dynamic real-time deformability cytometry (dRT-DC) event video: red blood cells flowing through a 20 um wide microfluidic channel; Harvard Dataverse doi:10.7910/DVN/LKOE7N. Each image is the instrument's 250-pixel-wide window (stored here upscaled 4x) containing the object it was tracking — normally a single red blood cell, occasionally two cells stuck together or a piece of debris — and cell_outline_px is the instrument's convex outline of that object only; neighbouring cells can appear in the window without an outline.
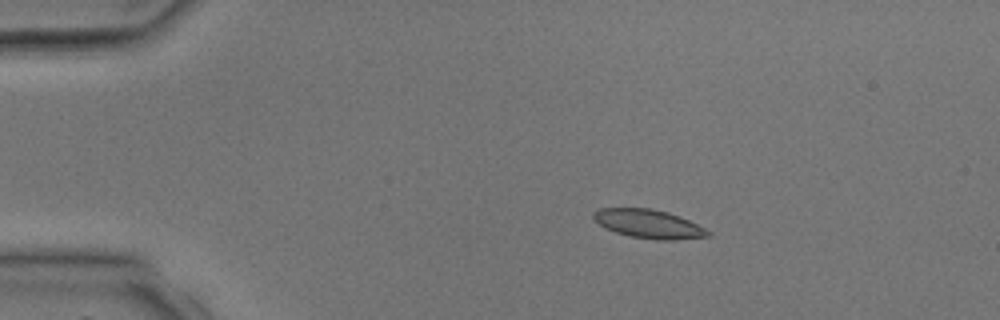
{"species": "common noctule bat (a hibernating species)", "species_latin": "Nyctalus noctula", "temperature_condition": "room temperature", "stored_images_in_passage": 4, "camera_frame_rate_fps": 3000, "um_per_image_px": 0.085, "animal": {"sex": "male", "body_mass_g": 17.9, "forearm_length_mm": 54.2}, "frame": {"image": 1, "passage_image": 2, "time_ms": 1.333, "image_size_px": [1000, 320], "cell_outline_px": [[712, 236], [676, 240], [660, 240], [632, 236], [616, 232], [600, 224], [592, 216], [592, 212], [600, 208], [652, 208], [668, 212], [680, 216], [712, 232]], "centroid_in_image_um": [55.18, 19.02], "position_along_channel_um": 29.8, "area_um2": 19.02}}
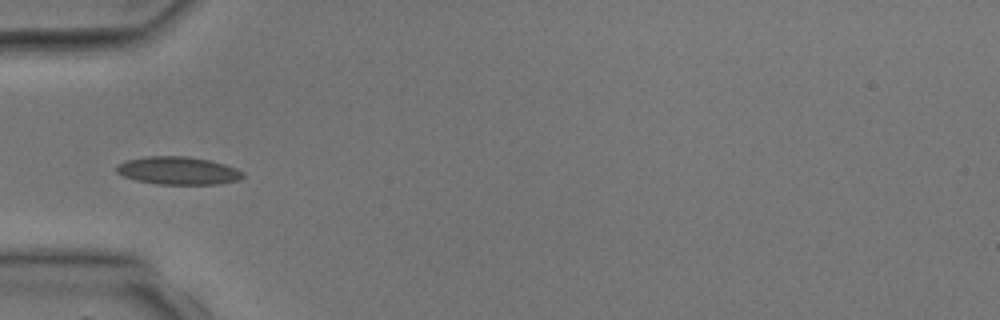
{"frame": {"image": 2, "passage_image": 4, "time_ms": 3.333, "image_size_px": [1000, 320], "cell_outline_px": [[244, 176], [240, 180], [216, 184], [156, 184], [136, 180], [124, 176], [116, 172], [116, 164], [124, 160], [144, 156], [184, 156], [208, 160], [224, 164], [236, 168], [244, 172]], "centroid_in_image_um": [15.11, 14.5], "position_along_channel_um": 69.9, "area_um2": 20.63}}